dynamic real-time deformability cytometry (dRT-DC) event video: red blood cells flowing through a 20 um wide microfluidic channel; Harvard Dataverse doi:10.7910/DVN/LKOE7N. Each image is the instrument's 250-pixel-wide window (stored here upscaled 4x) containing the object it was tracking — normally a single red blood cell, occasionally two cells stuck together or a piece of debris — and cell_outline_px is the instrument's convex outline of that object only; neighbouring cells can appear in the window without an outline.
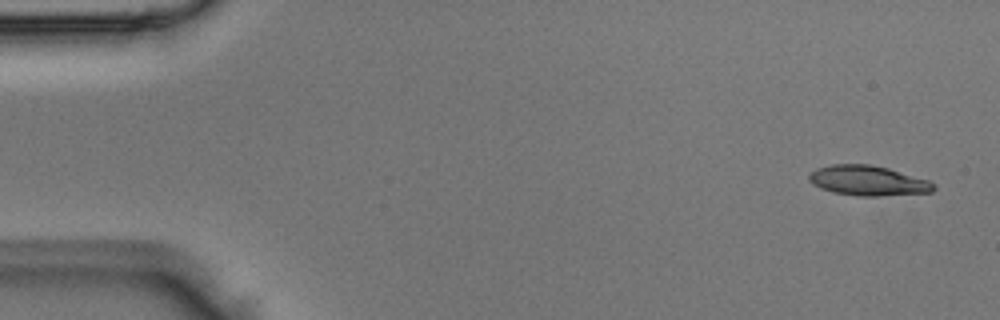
{"species": "Egyptian fruit bat (a non-hibernating species)", "species_latin": "Rousettus aegyptiacus", "temperature_condition": "room temperature", "stored_images_in_passage": 49, "camera_frame_rate_fps": 3000, "um_per_image_px": 0.085, "animal": {"sex": "male"}, "frame": {"image": 1, "passage_image": 2, "time_ms": 0.333, "image_size_px": [1000, 320], "cell_outline_px": [[936, 188], [932, 192], [880, 196], [856, 196], [832, 192], [820, 188], [812, 184], [808, 180], [808, 176], [816, 168], [832, 164], [872, 164], [888, 168], [928, 180], [936, 184]], "centroid_in_image_um": [73.77, 15.36], "position_along_channel_um": 11.2, "area_um2": 21.96}}
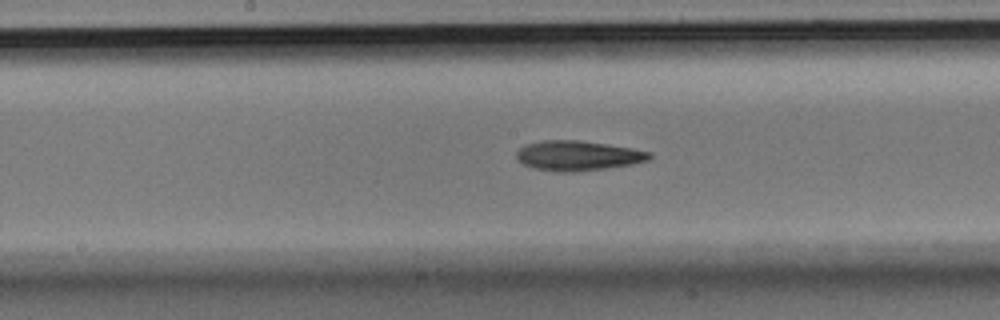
{"frame": {"image": 2, "passage_image": 25, "time_ms": 8.0, "image_size_px": [1000, 320], "cell_outline_px": [[652, 156], [648, 160], [632, 164], [576, 172], [556, 172], [536, 168], [524, 164], [516, 156], [516, 152], [520, 148], [528, 144], [540, 140], [580, 140], [632, 148], [652, 152]], "centroid_in_image_um": [49.14, 13.22], "position_along_channel_um": 199.1, "area_um2": 23.0}}
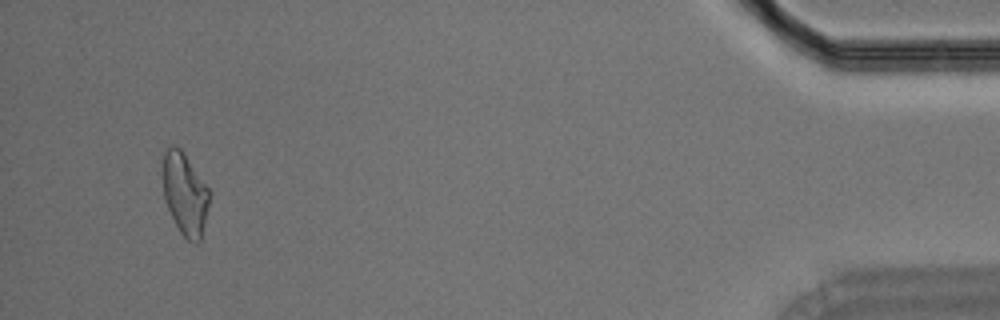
{"frame": {"image": 3, "passage_image": 47, "time_ms": 15.333, "image_size_px": [1000, 320], "cell_outline_px": [[208, 204], [204, 224], [200, 240], [196, 244], [188, 240], [180, 232], [164, 200], [160, 172], [164, 148], [168, 144], [176, 144], [184, 152], [208, 188]], "centroid_in_image_um": [15.64, 16.38], "position_along_channel_um": 419.6, "area_um2": 22.66}}